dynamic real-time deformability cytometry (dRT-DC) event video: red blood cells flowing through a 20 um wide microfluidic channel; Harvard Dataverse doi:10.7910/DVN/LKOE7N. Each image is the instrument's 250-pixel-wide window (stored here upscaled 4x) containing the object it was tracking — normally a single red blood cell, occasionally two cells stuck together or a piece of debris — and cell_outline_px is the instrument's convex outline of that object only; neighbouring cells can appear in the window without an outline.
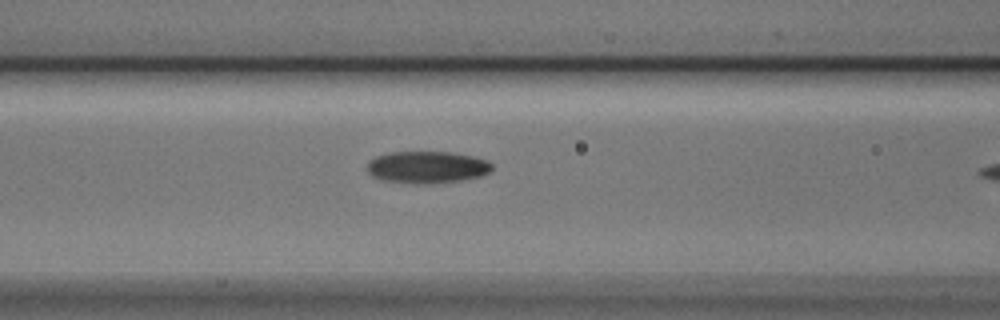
{"species": "Egyptian fruit bat (a non-hibernating species)", "species_latin": "Rousettus aegyptiacus", "temperature_condition": "cold", "stored_images_in_passage": 11, "camera_frame_rate_fps": 3000, "um_per_image_px": 0.085, "animal": {"sex": "male"}, "frame": {"image": 1, "passage_image": 10, "time_ms": 3.0, "image_size_px": [1000, 320], "cell_outline_px": [[492, 168], [488, 172], [480, 176], [460, 180], [432, 184], [412, 184], [380, 180], [372, 176], [368, 172], [368, 160], [376, 156], [392, 152], [452, 152], [476, 156], [488, 160], [492, 164]], "centroid_in_image_um": [36.29, 14.21], "position_along_channel_um": 130.3, "area_um2": 23.58}}